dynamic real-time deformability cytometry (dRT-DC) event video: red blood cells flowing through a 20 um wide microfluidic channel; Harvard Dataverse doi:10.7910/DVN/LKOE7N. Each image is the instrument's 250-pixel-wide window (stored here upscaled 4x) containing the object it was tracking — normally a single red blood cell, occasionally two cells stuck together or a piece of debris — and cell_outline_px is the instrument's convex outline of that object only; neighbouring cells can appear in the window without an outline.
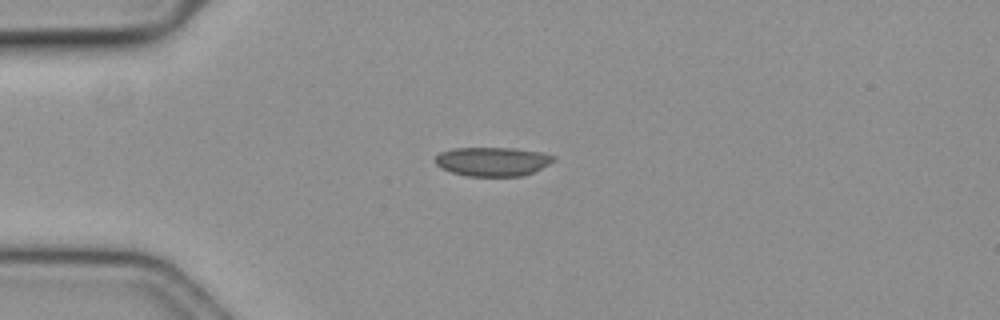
{"species": "common noctule bat (a hibernating species)", "species_latin": "Nyctalus noctula", "temperature_condition": "cold", "stored_images_in_passage": 37, "camera_frame_rate_fps": 3000, "um_per_image_px": 0.085, "animal": {"sex": "female", "body_mass_g": 19.3, "forearm_length_mm": 54.1}, "frame": {"image": 1, "passage_image": 1, "time_ms": 0.0, "image_size_px": [1000, 320], "cell_outline_px": [[556, 160], [524, 176], [468, 176], [452, 172], [436, 164], [436, 156], [440, 152], [452, 148], [516, 148], [540, 152], [556, 156]], "centroid_in_image_um": [41.89, 13.72], "position_along_channel_um": 43.1, "area_um2": 19.88}}
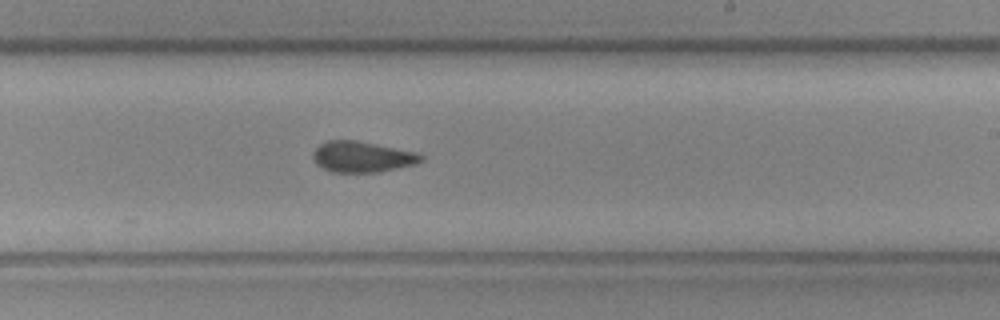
{"frame": {"image": 2, "passage_image": 21, "time_ms": 6.667, "image_size_px": [1000, 320], "cell_outline_px": [[424, 160], [416, 164], [380, 172], [332, 172], [316, 164], [312, 156], [312, 152], [320, 144], [328, 140], [356, 140], [416, 152], [424, 156]], "centroid_in_image_um": [30.79, 13.33], "position_along_channel_um": 258.2, "area_um2": 19.48}}
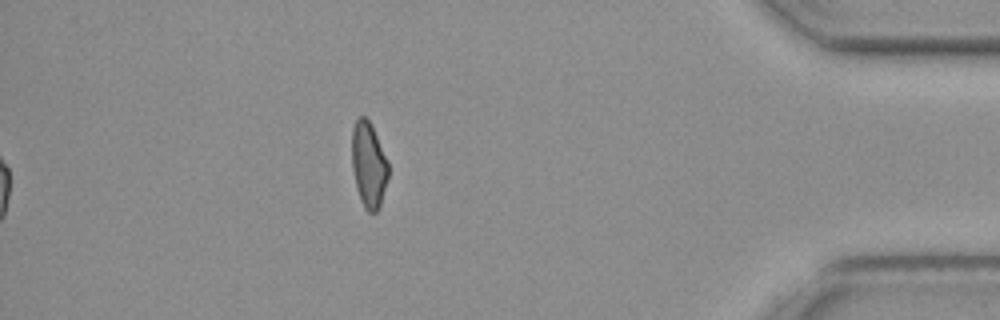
{"frame": {"image": 3, "passage_image": 37, "time_ms": 12.0, "image_size_px": [1000, 320], "cell_outline_px": [[388, 176], [380, 208], [376, 212], [368, 212], [364, 208], [360, 200], [356, 188], [352, 168], [352, 128], [356, 120], [360, 116], [364, 116], [368, 120], [388, 160]], "centroid_in_image_um": [31.33, 14.05], "position_along_channel_um": 403.9, "area_um2": 18.15}, "authors_computed_cell_mechanics": {"area_um2": 19.3052, "velocity_mm_per_s": 3.6007, "shape_relaxation_time_tau1_ms": null, "shape_relaxation_time_tau2_ms": 9.7966, "deformation_change_tau1": null, "deformation_change_tau2": 0.1623}}